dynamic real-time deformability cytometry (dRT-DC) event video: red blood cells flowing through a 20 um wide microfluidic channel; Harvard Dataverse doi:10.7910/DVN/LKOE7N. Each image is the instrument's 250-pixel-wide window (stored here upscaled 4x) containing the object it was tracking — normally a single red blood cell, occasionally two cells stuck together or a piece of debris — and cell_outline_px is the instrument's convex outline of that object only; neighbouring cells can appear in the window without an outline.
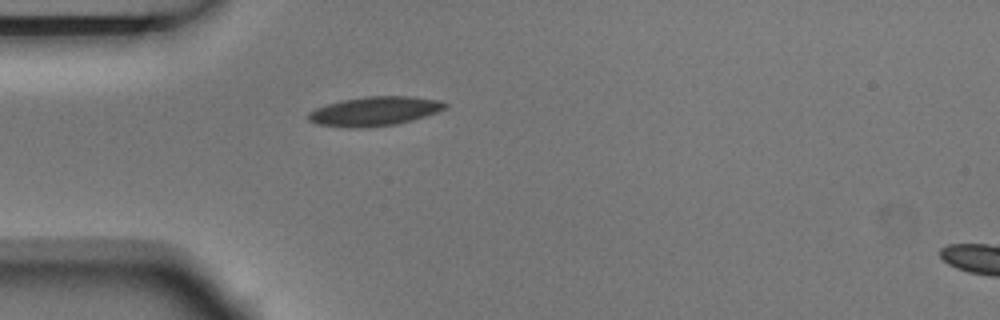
{"species": "Egyptian fruit bat (a non-hibernating species)", "species_latin": "Rousettus aegyptiacus", "temperature_condition": "room temperature", "stored_images_in_passage": 2, "segment_of_instrument_passage": [1, 2], "camera_frame_rate_fps": 3000, "um_per_image_px": 0.085, "animal": {"sex": "male"}, "frame": {"image": 1, "passage_image": 1, "time_ms": 0.0, "image_size_px": [1000, 320], "cell_outline_px": [[448, 108], [412, 120], [396, 124], [360, 128], [348, 128], [316, 124], [308, 120], [308, 112], [316, 108], [328, 104], [344, 100], [364, 96], [412, 96], [440, 100], [448, 104]], "centroid_in_image_um": [31.85, 9.45], "position_along_channel_um": 53.2, "area_um2": 23.29}}